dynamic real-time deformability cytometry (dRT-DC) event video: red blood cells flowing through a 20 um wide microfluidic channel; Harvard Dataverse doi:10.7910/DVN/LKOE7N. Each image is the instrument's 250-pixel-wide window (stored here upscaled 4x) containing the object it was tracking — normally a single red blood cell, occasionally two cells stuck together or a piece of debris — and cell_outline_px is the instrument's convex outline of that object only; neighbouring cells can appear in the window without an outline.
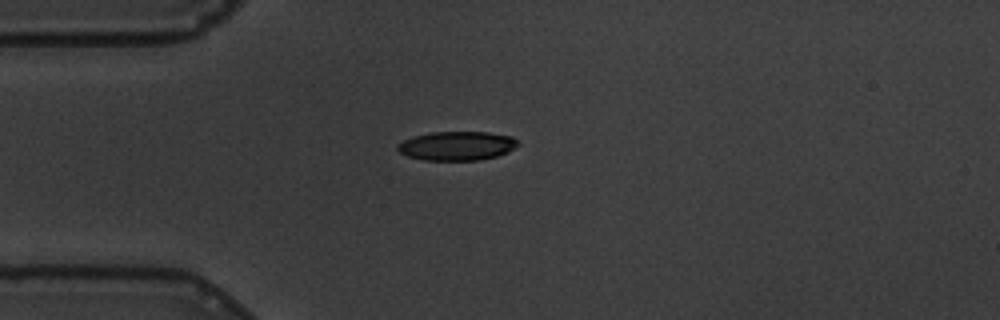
{"species": "common noctule bat (a hibernating species)", "species_latin": "Nyctalus noctula", "temperature_condition": "warm", "stored_images_in_passage": 44, "camera_frame_rate_fps": 3000, "um_per_image_px": 0.085, "animal": {"sex": "male", "body_mass_g": 19.5, "forearm_length_mm": 54.6}, "frame": {"image": 1, "passage_image": 1, "time_ms": 0.0, "image_size_px": [1000, 320], "cell_outline_px": [[520, 144], [508, 152], [496, 156], [480, 160], [424, 160], [408, 156], [400, 152], [396, 148], [396, 144], [412, 136], [432, 132], [488, 132], [512, 136]], "centroid_in_image_um": [38.83, 12.39], "position_along_channel_um": 46.2, "area_um2": 20.4}}
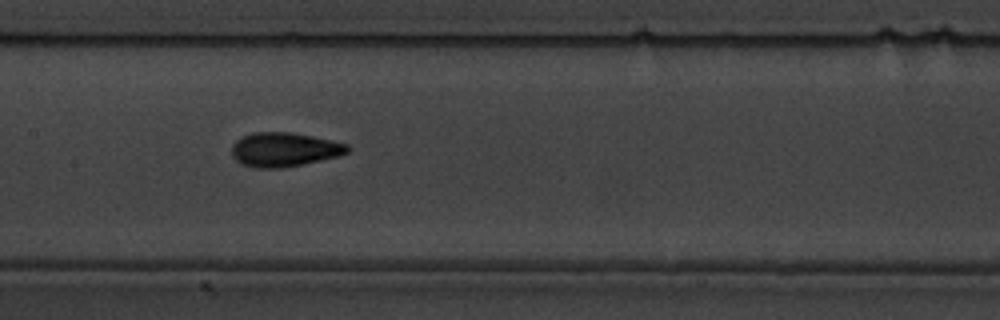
{"frame": {"image": 2, "passage_image": 14, "time_ms": 4.333, "image_size_px": [1000, 320], "cell_outline_px": [[352, 148], [348, 152], [340, 156], [280, 168], [256, 168], [244, 164], [236, 160], [232, 156], [232, 144], [236, 140], [252, 132], [292, 132], [312, 136], [348, 144]], "centroid_in_image_um": [24.17, 12.7], "position_along_channel_um": 183.2, "area_um2": 22.95}}
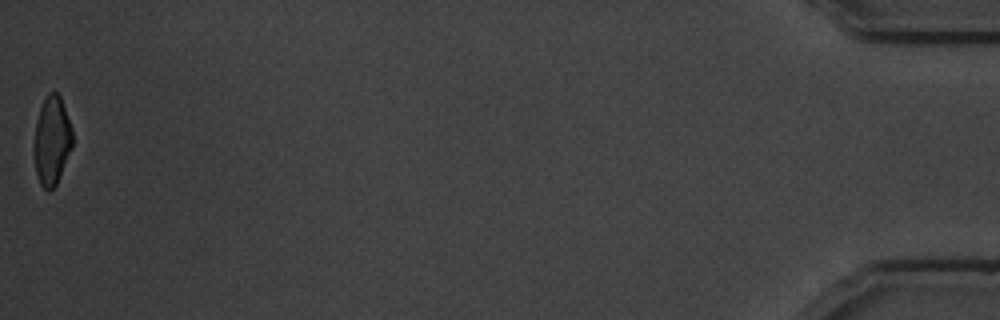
{"frame": {"image": 3, "passage_image": 44, "time_ms": 14.333, "image_size_px": [1000, 320], "cell_outline_px": [[72, 148], [56, 184], [48, 192], [40, 184], [36, 172], [32, 144], [36, 124], [40, 108], [48, 92], [56, 92], [60, 96], [72, 128]], "centroid_in_image_um": [4.39, 11.96], "position_along_channel_um": 430.8, "area_um2": 19.88}, "authors_computed_cell_mechanics": {"area_um2": 21.5594, "velocity_mm_per_s": 3.482, "shape_relaxation_time_tau1_ms": 4.3951, "shape_relaxation_time_tau2_ms": 1.4967, "deformation_change_tau1": 0.1815, "deformation_change_tau2": 0.0604}}